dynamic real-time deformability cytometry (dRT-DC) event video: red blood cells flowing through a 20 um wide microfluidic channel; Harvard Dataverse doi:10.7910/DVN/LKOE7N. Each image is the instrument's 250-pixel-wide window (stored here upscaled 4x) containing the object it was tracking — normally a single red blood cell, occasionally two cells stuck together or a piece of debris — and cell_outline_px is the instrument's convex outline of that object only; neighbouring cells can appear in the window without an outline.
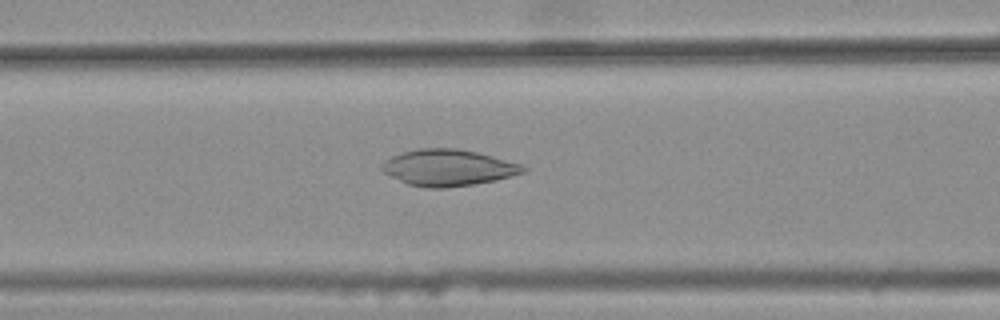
{"species": "common noctule bat (a hibernating species)", "species_latin": "Nyctalus noctula", "temperature_condition": "warm", "stored_images_in_passage": 36, "camera_frame_rate_fps": 3000, "um_per_image_px": 0.085, "animal": {"sex": "female", "body_mass_g": 25.1}, "frame": {"image": 1, "passage_image": 12, "time_ms": 3.667, "image_size_px": [1000, 320], "cell_outline_px": [[528, 168], [524, 172], [496, 180], [472, 184], [444, 188], [424, 188], [408, 184], [384, 172], [380, 168], [380, 164], [384, 160], [392, 156], [404, 152], [420, 148], [460, 148], [492, 156], [520, 164]], "centroid_in_image_um": [38.07, 14.25], "position_along_channel_um": 128.5, "area_um2": 29.77}}
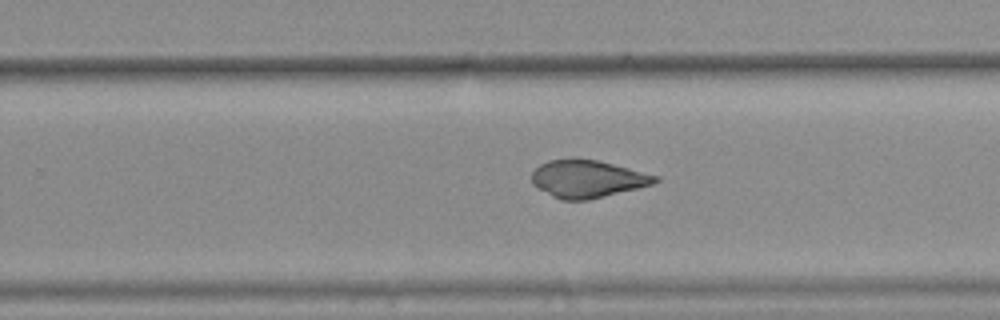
{"frame": {"image": 2, "passage_image": 24, "time_ms": 7.667, "image_size_px": [1000, 320], "cell_outline_px": [[660, 180], [652, 184], [588, 200], [560, 200], [536, 188], [532, 184], [532, 172], [540, 164], [548, 160], [596, 160], [660, 176]], "centroid_in_image_um": [49.91, 15.22], "position_along_channel_um": 279.9, "area_um2": 26.53}}
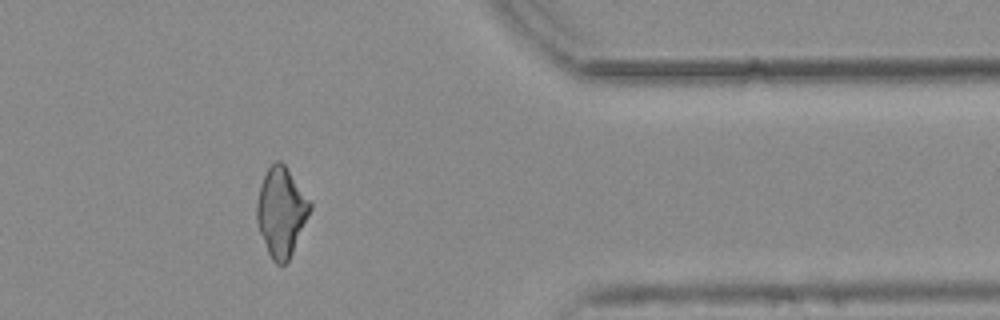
{"frame": {"image": 3, "passage_image": 34, "time_ms": 11.0, "image_size_px": [1000, 320], "cell_outline_px": [[312, 208], [292, 252], [288, 260], [284, 264], [276, 264], [272, 260], [268, 252], [260, 232], [256, 220], [256, 204], [260, 184], [268, 168], [276, 160], [280, 160], [284, 164], [312, 200]], "centroid_in_image_um": [23.91, 17.97], "position_along_channel_um": 387.5, "area_um2": 27.57}, "authors_computed_cell_mechanics": {"area_um2": 27.6284, "velocity_mm_per_s": 3.7925, "shape_relaxation_time_tau1_ms": null, "shape_relaxation_time_tau2_ms": 2.7773, "deformation_change_tau1": null, "deformation_change_tau2": 0.0652}}